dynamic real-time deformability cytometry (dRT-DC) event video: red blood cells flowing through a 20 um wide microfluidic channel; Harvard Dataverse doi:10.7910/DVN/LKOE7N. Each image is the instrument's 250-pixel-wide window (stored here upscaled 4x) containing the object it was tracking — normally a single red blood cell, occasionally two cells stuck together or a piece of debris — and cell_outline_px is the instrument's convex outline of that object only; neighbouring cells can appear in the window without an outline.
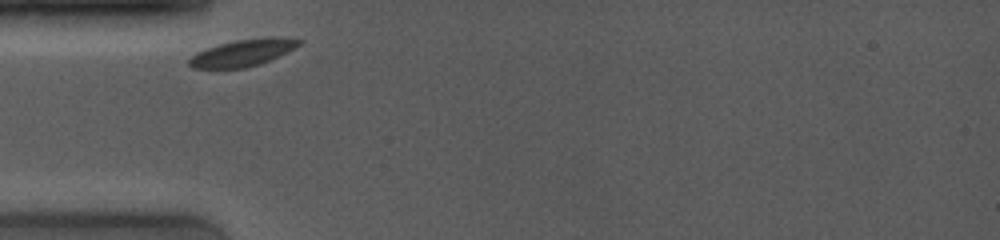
{"species": "common noctule bat (a hibernating species)", "species_latin": "Nyctalus noctula", "temperature_condition": "room temperature", "stored_images_in_passage": 19, "camera_frame_rate_fps": 4000, "um_per_image_px": 0.085, "animal": {"sex": "female", "body_mass_g": 19.0, "forearm_length_mm": 53.3}, "frame": {"image": 1, "passage_image": 1, "time_ms": 0.0, "image_size_px": [1000, 240], "cell_outline_px": [[304, 40], [300, 44], [272, 60], [244, 68], [192, 68], [188, 64], [188, 60], [196, 52], [220, 44], [236, 40], [268, 36], [272, 36]], "centroid_in_image_um": [20.64, 4.48], "position_along_channel_um": 64.4, "area_um2": 17.11}}
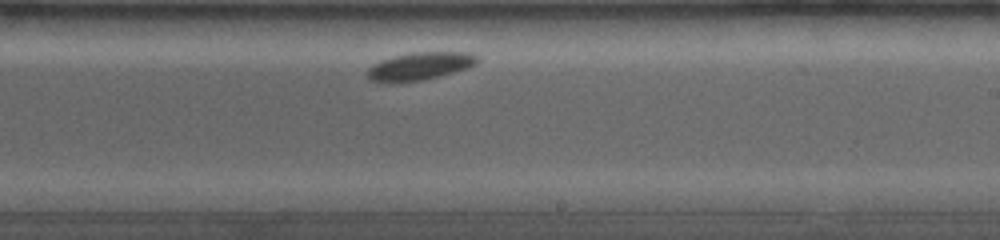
{"frame": {"image": 2, "passage_image": 13, "time_ms": 5.25, "image_size_px": [1000, 240], "cell_outline_px": [[480, 60], [476, 64], [468, 68], [440, 76], [424, 80], [396, 84], [388, 84], [368, 80], [368, 68], [372, 64], [380, 60], [392, 56], [408, 52], [468, 52], [476, 56]], "centroid_in_image_um": [35.63, 5.64], "position_along_channel_um": 253.4, "area_um2": 18.38}}
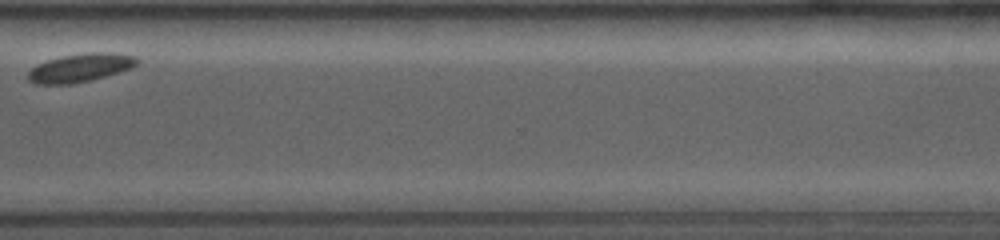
{"frame": {"image": 3, "passage_image": 18, "time_ms": 8.25, "image_size_px": [1000, 240], "cell_outline_px": [[140, 60], [132, 68], [104, 76], [88, 80], [68, 84], [36, 84], [28, 80], [28, 72], [36, 64], [48, 60], [64, 56], [88, 52], [112, 52], [136, 56]], "centroid_in_image_um": [6.84, 5.75], "position_along_channel_um": 363.8, "area_um2": 17.86}}